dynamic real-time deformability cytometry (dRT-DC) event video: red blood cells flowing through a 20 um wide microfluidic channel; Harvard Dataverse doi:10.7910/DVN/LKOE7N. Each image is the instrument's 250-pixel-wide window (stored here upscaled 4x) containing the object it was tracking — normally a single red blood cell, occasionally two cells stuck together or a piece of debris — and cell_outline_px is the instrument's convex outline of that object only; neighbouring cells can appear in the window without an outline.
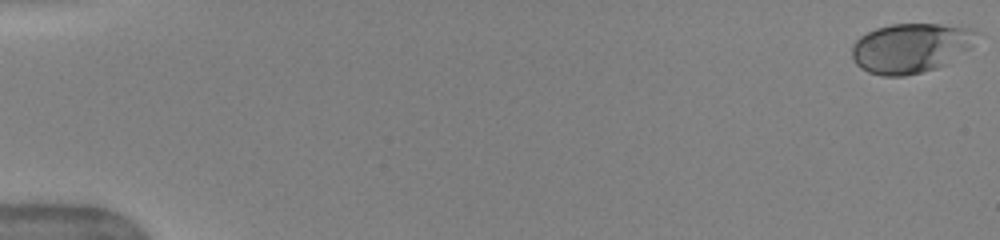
{"species": "human", "species_latin": "Homo sapiens", "temperature_condition": "warm", "stored_images_in_passage": 51, "camera_frame_rate_fps": 3000, "um_per_image_px": 0.085, "donor": {"sex": "female"}, "frame": {"image": 1, "passage_image": 1, "time_ms": 0.0, "image_size_px": [1000, 240], "cell_outline_px": [[980, 32], [972, 48], [944, 64], [936, 68], [904, 76], [880, 76], [868, 72], [860, 68], [856, 64], [852, 56], [852, 44], [860, 36], [876, 28], [892, 24], [940, 24], [976, 28]], "centroid_in_image_um": [77.44, 4.06], "position_along_channel_um": 7.6, "area_um2": 36.41}}
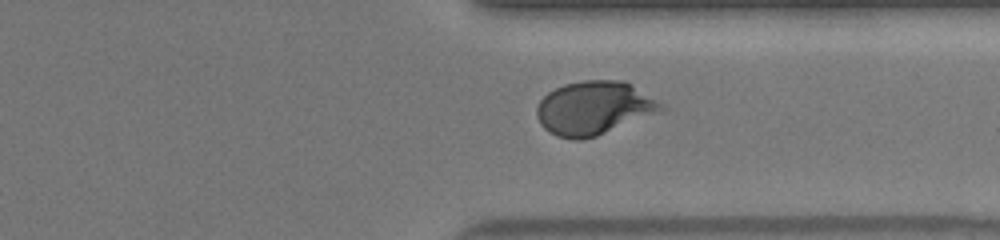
{"frame": {"image": 2, "passage_image": 40, "time_ms": 13.0, "image_size_px": [1000, 240], "cell_outline_px": [[668, 112], [596, 136], [580, 140], [572, 140], [556, 136], [544, 128], [540, 124], [536, 116], [536, 108], [540, 100], [548, 92], [564, 84], [584, 80], [624, 80], [632, 84], [664, 104], [668, 108]], "centroid_in_image_um": [50.58, 9.2], "position_along_channel_um": 360.8, "area_um2": 39.82}}
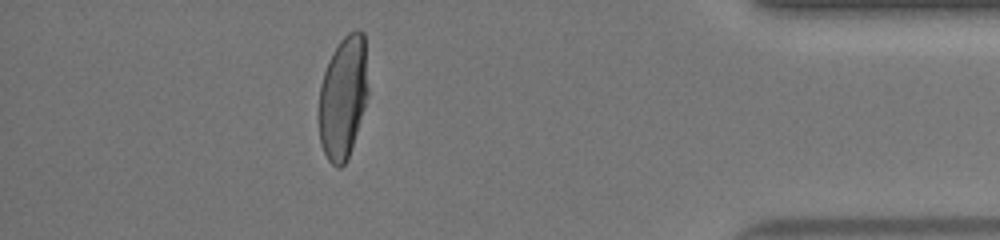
{"frame": {"image": 3, "passage_image": 46, "time_ms": 15.0, "image_size_px": [1000, 240], "cell_outline_px": [[368, 96], [348, 156], [344, 164], [340, 168], [336, 168], [328, 160], [320, 144], [320, 84], [328, 60], [332, 52], [340, 40], [348, 32], [356, 28], [364, 32], [368, 88]], "centroid_in_image_um": [29.17, 8.22], "position_along_channel_um": 406.0, "area_um2": 35.03}, "authors_computed_cell_mechanics": {"area_um2": 36.8764, "velocity_mm_per_s": 4.0363, "shape_relaxation_time_tau1_ms": 3.9916, "shape_relaxation_time_tau2_ms": null, "deformation_change_tau1": 0.1783, "deformation_change_tau2": null}}